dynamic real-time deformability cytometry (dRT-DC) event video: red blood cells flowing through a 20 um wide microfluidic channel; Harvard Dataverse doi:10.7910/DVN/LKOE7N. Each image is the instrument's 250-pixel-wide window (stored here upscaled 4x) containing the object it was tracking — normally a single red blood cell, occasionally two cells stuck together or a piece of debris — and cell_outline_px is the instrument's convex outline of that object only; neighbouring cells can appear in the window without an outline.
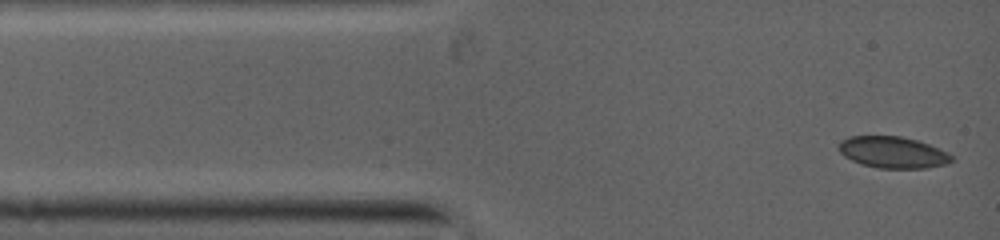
{"species": "common noctule bat (a hibernating species)", "species_latin": "Nyctalus noctula", "temperature_condition": "warm", "stored_images_in_passage": 10, "camera_frame_rate_fps": 5000, "um_per_image_px": 0.085, "animal": {"sex": "female", "body_mass_g": 19.0, "forearm_length_mm": 53.3}, "frame": {"image": 1, "passage_image": 1, "time_ms": 0.0, "image_size_px": [1000, 240], "cell_outline_px": [[952, 160], [944, 164], [924, 168], [880, 168], [864, 164], [852, 160], [844, 156], [840, 152], [840, 144], [844, 140], [852, 136], [900, 136], [916, 140], [928, 144], [952, 156]], "centroid_in_image_um": [75.88, 12.95], "position_along_channel_um": 9.1, "area_um2": 20.06}}
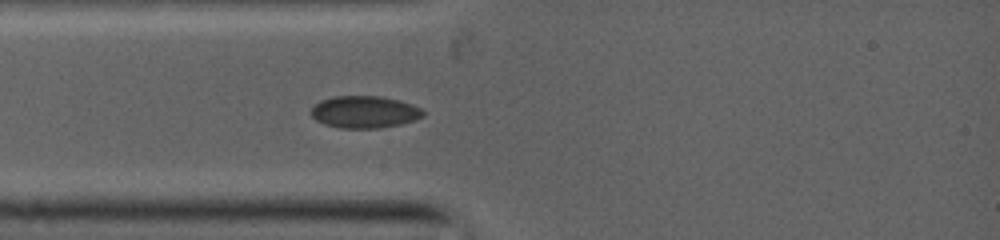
{"frame": {"image": 2, "passage_image": 7, "time_ms": 2.2, "image_size_px": [1000, 240], "cell_outline_px": [[424, 116], [400, 124], [380, 128], [340, 128], [324, 124], [316, 120], [312, 116], [312, 108], [320, 100], [336, 96], [376, 96], [396, 100], [420, 108], [424, 112]], "centroid_in_image_um": [30.94, 9.53], "position_along_channel_um": 54.1, "area_um2": 20.58}}
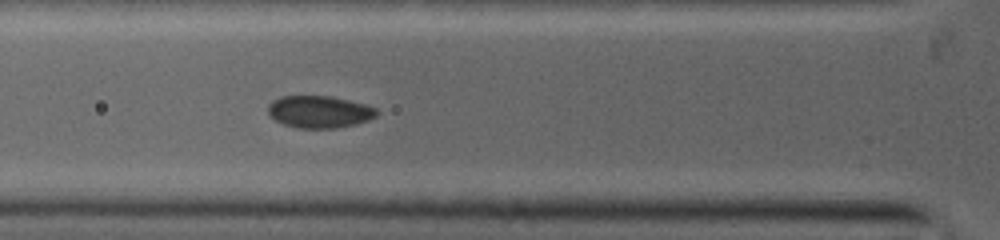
{"frame": {"image": 3, "passage_image": 10, "time_ms": 3.2, "image_size_px": [1000, 240], "cell_outline_px": [[380, 112], [376, 116], [368, 120], [356, 124], [332, 128], [300, 128], [284, 124], [276, 120], [268, 112], [268, 104], [272, 100], [280, 96], [328, 96], [348, 100], [364, 104], [376, 108]], "centroid_in_image_um": [27.15, 9.49], "position_along_channel_um": 98.7, "area_um2": 20.23}}